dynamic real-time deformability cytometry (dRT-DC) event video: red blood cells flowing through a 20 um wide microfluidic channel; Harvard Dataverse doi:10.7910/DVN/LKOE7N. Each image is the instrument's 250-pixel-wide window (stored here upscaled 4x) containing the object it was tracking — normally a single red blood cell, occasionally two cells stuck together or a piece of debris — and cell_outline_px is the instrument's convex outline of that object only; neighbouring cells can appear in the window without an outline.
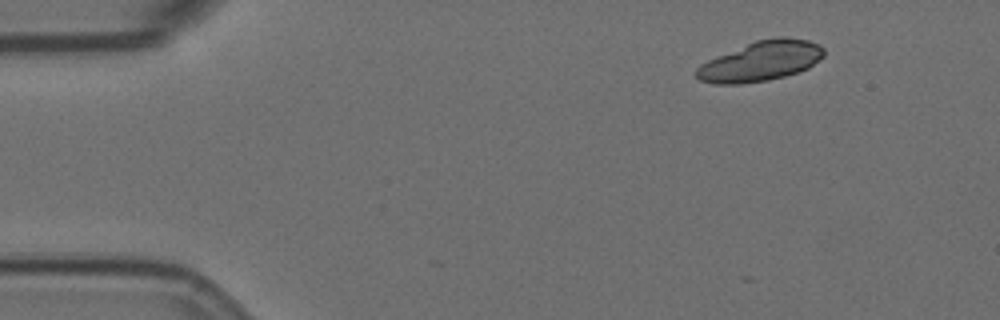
{"species": "Egyptian fruit bat (a non-hibernating species)", "species_latin": "Rousettus aegyptiacus", "temperature_condition": "room temperature", "stored_images_in_passage": 40, "camera_frame_rate_fps": 3000, "um_per_image_px": 0.085, "animal": {"sex": "female"}, "frame": {"image": 1, "passage_image": 1, "time_ms": 0.0, "image_size_px": [1000, 320], "cell_outline_px": [[824, 56], [808, 68], [784, 76], [768, 80], [740, 84], [716, 84], [700, 80], [696, 76], [696, 68], [700, 64], [708, 60], [756, 40], [776, 36], [784, 36], [808, 40], [820, 44], [824, 48]], "centroid_in_image_um": [64.69, 5.19], "position_along_channel_um": 20.3, "area_um2": 29.59}}